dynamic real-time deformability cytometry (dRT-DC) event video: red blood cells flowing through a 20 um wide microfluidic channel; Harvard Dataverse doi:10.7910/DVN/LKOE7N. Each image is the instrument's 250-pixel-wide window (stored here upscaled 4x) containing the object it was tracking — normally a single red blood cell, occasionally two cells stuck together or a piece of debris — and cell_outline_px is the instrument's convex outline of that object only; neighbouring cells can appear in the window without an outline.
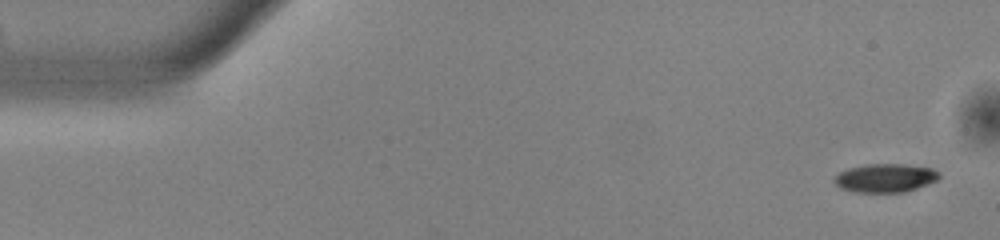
{"species": "common noctule bat (a hibernating species)", "species_latin": "Nyctalus noctula", "temperature_condition": "warm", "stored_images_in_passage": 28, "camera_frame_rate_fps": 3000, "um_per_image_px": 0.085, "animal": {"sex": "male", "body_mass_g": 13.0, "forearm_length_mm": 53.1}, "frame": {"image": 1, "passage_image": 1, "time_ms": 0.0, "image_size_px": [1000, 240], "cell_outline_px": [[940, 176], [936, 180], [928, 184], [904, 192], [856, 192], [840, 188], [832, 180], [840, 172], [848, 168], [864, 164], [904, 164], [932, 168], [940, 172]], "centroid_in_image_um": [75.24, 15.12], "position_along_channel_um": 9.8, "area_um2": 17.46}}
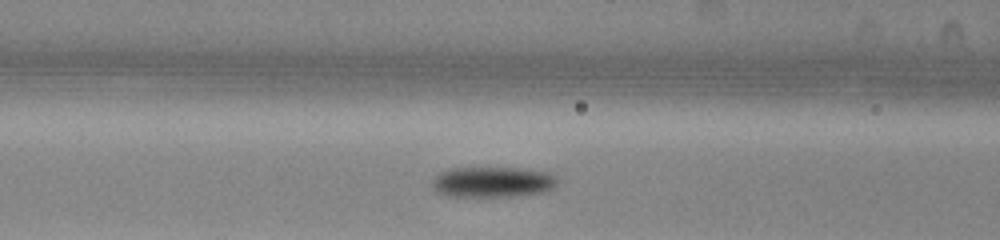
{"frame": {"image": 2, "passage_image": 20, "time_ms": 6.333, "image_size_px": [1000, 240], "cell_outline_px": [[560, 180], [552, 188], [544, 192], [520, 196], [444, 196], [436, 192], [432, 188], [432, 176], [448, 168], [484, 164], [488, 164], [528, 168], [552, 172]], "centroid_in_image_um": [41.86, 15.39], "position_along_channel_um": 124.7, "area_um2": 24.16}}
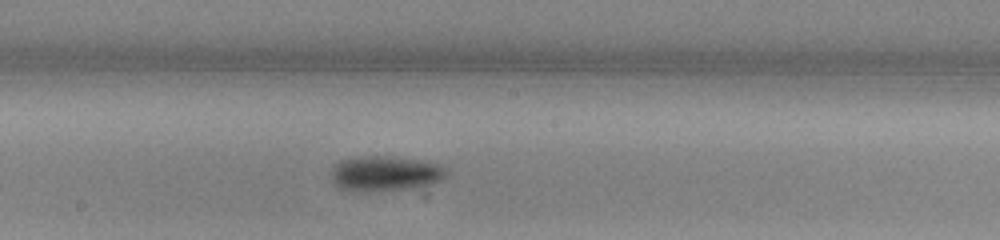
{"frame": {"image": 3, "passage_image": 27, "time_ms": 8.667, "image_size_px": [1000, 240], "cell_outline_px": [[452, 172], [444, 180], [432, 184], [412, 188], [380, 192], [352, 192], [340, 188], [328, 176], [328, 172], [340, 160], [348, 156], [396, 156], [428, 160], [444, 164]], "centroid_in_image_um": [32.8, 14.74], "position_along_channel_um": 215.4, "area_um2": 25.26}}